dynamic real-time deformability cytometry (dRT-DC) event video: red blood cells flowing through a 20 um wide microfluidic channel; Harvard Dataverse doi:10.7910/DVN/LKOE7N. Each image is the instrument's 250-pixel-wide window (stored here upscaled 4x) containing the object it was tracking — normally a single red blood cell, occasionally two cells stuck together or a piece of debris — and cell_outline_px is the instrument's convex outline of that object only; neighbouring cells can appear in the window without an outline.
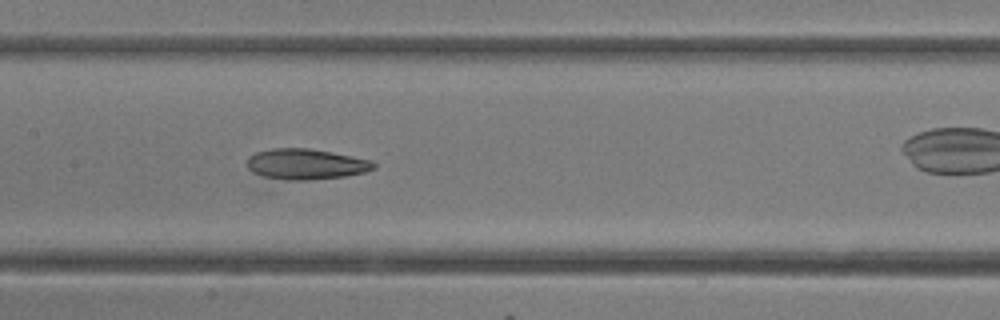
{"species": "common noctule bat (a hibernating species)", "species_latin": "Nyctalus noctula", "temperature_condition": "room temperature", "stored_images_in_passage": 8, "segment_of_instrument_passage": [1, 2], "camera_frame_rate_fps": 3000, "um_per_image_px": 0.085, "animal": {"sex": "female"}, "frame": {"image": 1, "passage_image": 7, "time_ms": 2.0, "image_size_px": [1000, 320], "cell_outline_px": [[376, 168], [364, 172], [344, 176], [308, 180], [288, 180], [260, 176], [252, 172], [248, 168], [248, 156], [256, 152], [272, 148], [308, 148], [332, 152], [372, 160], [376, 164]], "centroid_in_image_um": [25.99, 13.95], "position_along_channel_um": 181.4, "area_um2": 22.66}}